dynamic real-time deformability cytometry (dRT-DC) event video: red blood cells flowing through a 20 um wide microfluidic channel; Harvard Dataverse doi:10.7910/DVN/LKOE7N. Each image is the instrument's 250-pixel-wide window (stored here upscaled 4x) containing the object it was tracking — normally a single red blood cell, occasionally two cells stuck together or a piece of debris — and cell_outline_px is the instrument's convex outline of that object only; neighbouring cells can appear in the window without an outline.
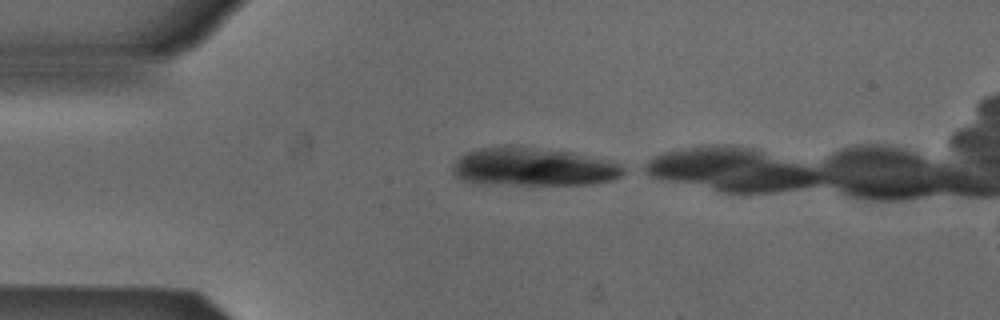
{"species": "Egyptian fruit bat (a non-hibernating species)", "species_latin": "Rousettus aegyptiacus", "temperature_condition": "cold", "stored_images_in_passage": 12, "camera_frame_rate_fps": 3000, "um_per_image_px": 0.085, "animal": {"sex": "male"}, "frame": {"image": 1, "passage_image": 1, "time_ms": 0.0, "image_size_px": [1000, 320], "cell_outline_px": [[628, 172], [612, 180], [592, 184], [480, 184], [460, 180], [452, 176], [452, 164], [460, 156], [468, 152], [480, 148], [524, 148], [572, 152], [620, 164], [628, 168]], "centroid_in_image_um": [45.32, 14.23], "position_along_channel_um": 39.7, "area_um2": 37.51}}